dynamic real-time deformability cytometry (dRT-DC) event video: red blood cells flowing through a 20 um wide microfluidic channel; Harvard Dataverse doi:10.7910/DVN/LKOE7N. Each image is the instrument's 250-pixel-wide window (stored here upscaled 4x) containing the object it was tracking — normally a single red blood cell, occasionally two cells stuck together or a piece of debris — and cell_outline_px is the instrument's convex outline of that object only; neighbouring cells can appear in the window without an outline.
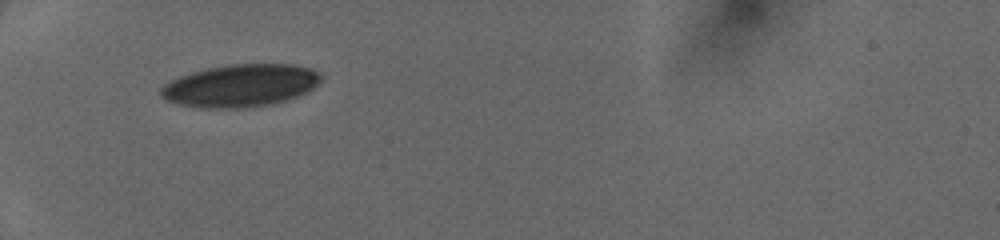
{"species": "human", "species_latin": "Homo sapiens", "temperature_condition": "cold", "stored_images_in_passage": 40, "camera_frame_rate_fps": 3000, "um_per_image_px": 0.085, "donor": {"sex": "female"}, "frame": {"image": 1, "passage_image": 1, "time_ms": 0.0, "image_size_px": [1000, 240], "cell_outline_px": [[320, 80], [308, 92], [300, 96], [272, 104], [240, 108], [200, 108], [180, 104], [164, 100], [160, 96], [160, 88], [164, 84], [188, 72], [228, 64], [296, 64], [312, 68], [320, 76]], "centroid_in_image_um": [20.41, 7.27], "position_along_channel_um": 64.6, "area_um2": 39.88}}
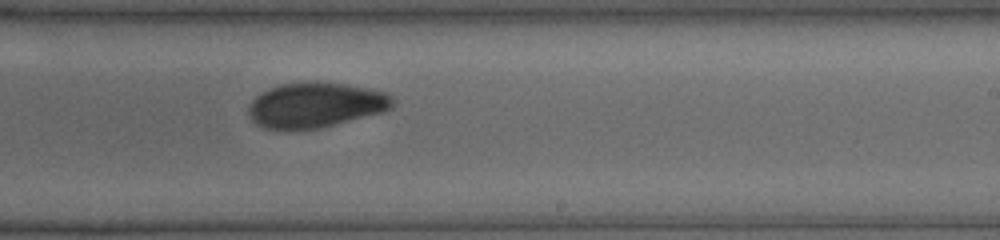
{"frame": {"image": 2, "passage_image": 21, "time_ms": 5.0, "image_size_px": [1000, 240], "cell_outline_px": [[396, 104], [392, 108], [384, 112], [320, 128], [288, 132], [264, 128], [256, 124], [248, 116], [248, 104], [260, 92], [268, 88], [284, 84], [316, 80], [348, 84], [384, 92], [392, 96]], "centroid_in_image_um": [26.79, 8.94], "position_along_channel_um": 262.2, "area_um2": 38.96}}
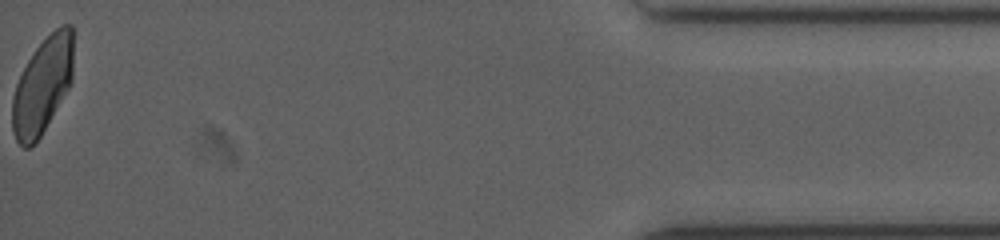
{"frame": {"image": 3, "passage_image": 39, "time_ms": 10.667, "image_size_px": [1000, 240], "cell_outline_px": [[72, 80], [68, 88], [36, 144], [28, 148], [24, 148], [16, 140], [12, 132], [12, 96], [16, 84], [28, 60], [36, 48], [60, 24], [72, 24]], "centroid_in_image_um": [3.59, 7.31], "position_along_channel_um": 431.6, "area_um2": 33.93}}